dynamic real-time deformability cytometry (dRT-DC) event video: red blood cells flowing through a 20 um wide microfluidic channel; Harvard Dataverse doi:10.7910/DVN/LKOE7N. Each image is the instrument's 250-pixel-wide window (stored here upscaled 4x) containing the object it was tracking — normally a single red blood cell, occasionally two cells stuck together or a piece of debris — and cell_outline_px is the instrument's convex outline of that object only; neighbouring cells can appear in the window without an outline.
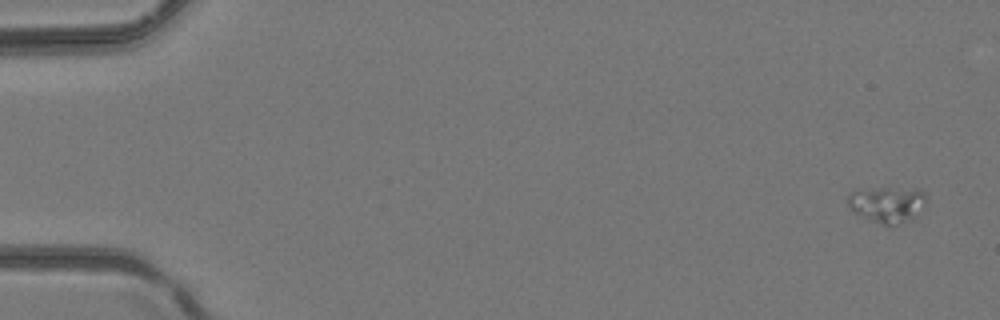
{"species": "common noctule bat (a hibernating species)", "species_latin": "Nyctalus noctula", "temperature_condition": "room temperature", "stored_images_in_passage": 6, "camera_frame_rate_fps": 3000, "um_per_image_px": 0.085, "animal": {"sex": "female", "body_mass_g": 24.6, "forearm_length_mm": 56.2}, "frame": {"image": 1, "passage_image": 1, "time_ms": 0.0, "image_size_px": [1000, 320], "cell_outline_px": [[924, 200], [912, 220], [896, 224], [884, 224], [852, 212], [848, 204], [848, 192], [880, 188], [920, 188], [924, 192]], "centroid_in_image_um": [75.39, 17.34], "position_along_channel_um": 9.6, "area_um2": 15.95}}
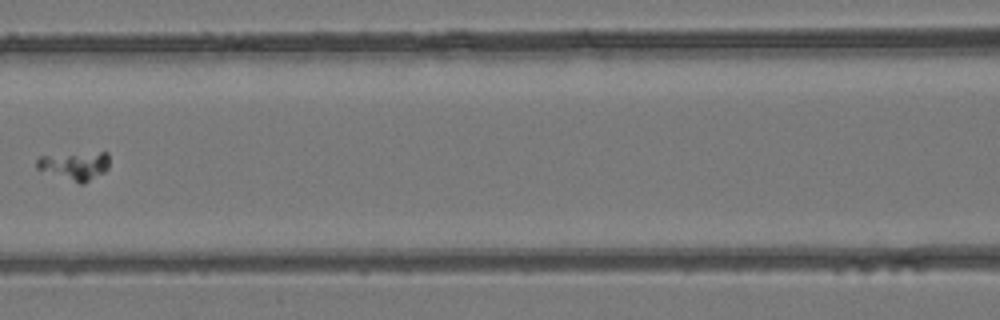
{"frame": {"image": 2, "passage_image": 6, "time_ms": 1.667, "image_size_px": [1000, 320], "cell_outline_px": [[108, 168], [104, 172], [84, 184], [80, 184], [36, 168], [36, 160], [40, 156], [100, 152], [108, 152]], "centroid_in_image_um": [6.37, 14.09], "position_along_channel_um": 160.2, "area_um2": 11.79}}